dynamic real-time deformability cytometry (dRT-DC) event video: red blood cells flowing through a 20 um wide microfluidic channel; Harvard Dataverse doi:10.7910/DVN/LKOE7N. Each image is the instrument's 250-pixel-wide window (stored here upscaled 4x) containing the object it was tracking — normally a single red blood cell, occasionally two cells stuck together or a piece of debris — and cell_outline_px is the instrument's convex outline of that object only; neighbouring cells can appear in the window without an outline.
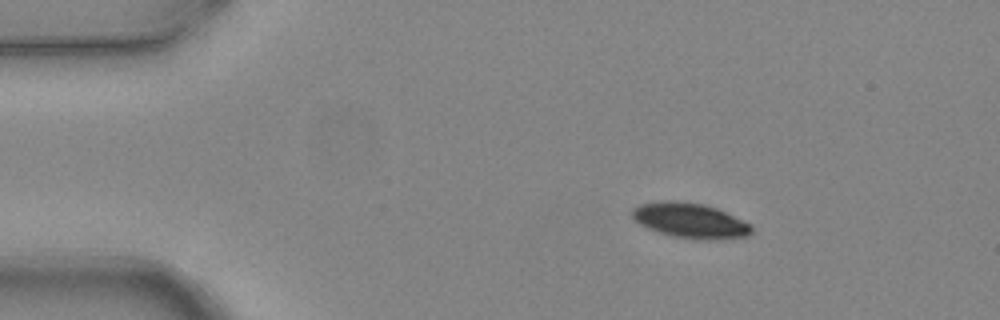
{"species": "common noctule bat (a hibernating species)", "species_latin": "Nyctalus noctula", "temperature_condition": "warm", "stored_images_in_passage": 4, "segment_of_instrument_passage": [1, 2], "camera_frame_rate_fps": 3000, "um_per_image_px": 0.085, "animal": {"sex": "female", "body_mass_g": 24.6, "forearm_length_mm": 56.2}, "frame": {"image": 1, "passage_image": 1, "time_ms": 0.0, "image_size_px": [1000, 320], "cell_outline_px": [[752, 232], [748, 236], [708, 240], [672, 236], [656, 232], [632, 220], [632, 208], [640, 204], [668, 200], [676, 200], [704, 204], [716, 208], [752, 224]], "centroid_in_image_um": [58.64, 18.74], "position_along_channel_um": 26.4, "area_um2": 24.45}}